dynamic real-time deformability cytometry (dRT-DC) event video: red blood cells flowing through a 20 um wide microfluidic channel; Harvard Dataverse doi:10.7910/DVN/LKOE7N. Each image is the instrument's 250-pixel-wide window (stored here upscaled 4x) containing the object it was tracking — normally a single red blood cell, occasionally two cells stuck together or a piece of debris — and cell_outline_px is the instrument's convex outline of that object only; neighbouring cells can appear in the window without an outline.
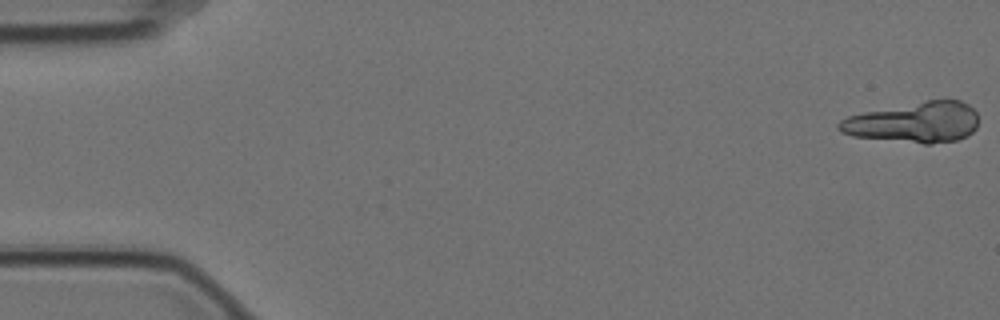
{"species": "Egyptian fruit bat (a non-hibernating species)", "species_latin": "Rousettus aegyptiacus", "temperature_condition": "cold", "stored_images_in_passage": 56, "camera_frame_rate_fps": 3000, "um_per_image_px": 0.085, "animal": {"sex": "female"}, "frame": {"image": 1, "passage_image": 1, "time_ms": 0.0, "image_size_px": [1000, 320], "cell_outline_px": [[976, 128], [968, 136], [956, 140], [932, 144], [924, 144], [852, 136], [840, 132], [836, 128], [836, 124], [840, 120], [848, 116], [864, 112], [928, 100], [960, 100], [968, 104], [976, 112]], "centroid_in_image_um": [77.68, 10.41], "position_along_channel_um": 7.3, "area_um2": 32.95}, "authors_computed_cell_mechanics": {"area_um2": 17.8891, "velocity_mm_per_s": 3.512, "shape_relaxation_time_tau1_ms": 5.573, "shape_relaxation_time_tau2_ms": null, "deformation_change_tau1": 0.117, "deformation_change_tau2": null}}